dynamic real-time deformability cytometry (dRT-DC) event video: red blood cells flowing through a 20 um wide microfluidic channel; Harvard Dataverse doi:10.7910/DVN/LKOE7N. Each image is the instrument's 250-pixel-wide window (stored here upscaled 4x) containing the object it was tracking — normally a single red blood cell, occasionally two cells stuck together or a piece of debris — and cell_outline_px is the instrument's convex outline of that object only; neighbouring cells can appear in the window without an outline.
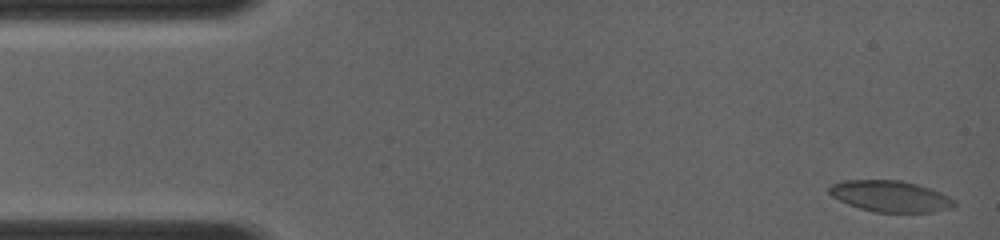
{"species": "common noctule bat (a hibernating species)", "species_latin": "Nyctalus noctula", "temperature_condition": "room temperature", "stored_images_in_passage": 60, "camera_frame_rate_fps": 4000, "um_per_image_px": 0.085, "animal": {"sex": "female", "body_mass_g": 19.0, "forearm_length_mm": 56.7}, "frame": {"image": 1, "passage_image": 1, "time_ms": 0.0, "image_size_px": [1000, 240], "cell_outline_px": [[956, 204], [952, 208], [932, 212], [876, 212], [860, 208], [848, 204], [832, 196], [828, 192], [828, 188], [832, 184], [844, 180], [900, 180], [916, 184], [940, 192], [956, 200]], "centroid_in_image_um": [75.69, 16.68], "position_along_channel_um": 9.3, "area_um2": 22.66}}
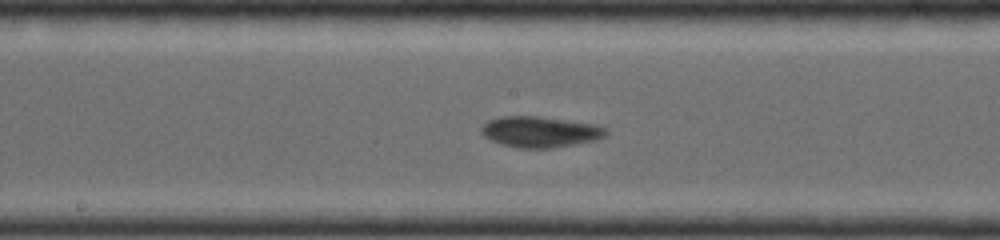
{"frame": {"image": 2, "passage_image": 33, "time_ms": 7.0, "image_size_px": [1000, 240], "cell_outline_px": [[608, 132], [604, 136], [596, 140], [552, 148], [520, 148], [500, 144], [484, 136], [480, 132], [480, 128], [488, 120], [504, 116], [540, 116], [596, 124], [604, 128]], "centroid_in_image_um": [45.89, 11.2], "position_along_channel_um": 202.3, "area_um2": 22.43}}
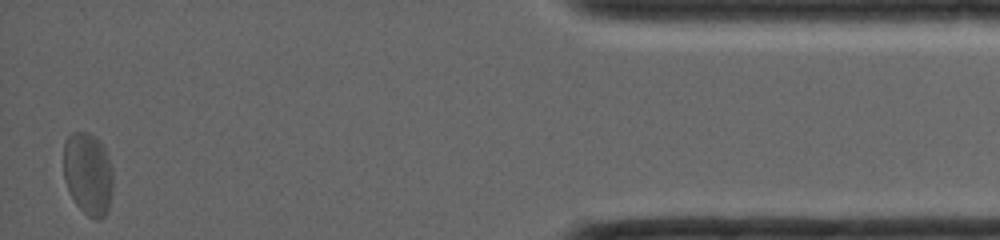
{"frame": {"image": 3, "passage_image": 60, "time_ms": 13.5, "image_size_px": [1000, 240], "cell_outline_px": [[112, 192], [108, 208], [104, 216], [96, 220], [88, 216], [76, 204], [68, 188], [64, 176], [64, 144], [68, 136], [72, 132], [88, 132], [96, 136], [104, 148], [108, 156], [112, 168]], "centroid_in_image_um": [7.49, 14.75], "position_along_channel_um": 427.7, "area_um2": 23.7}}